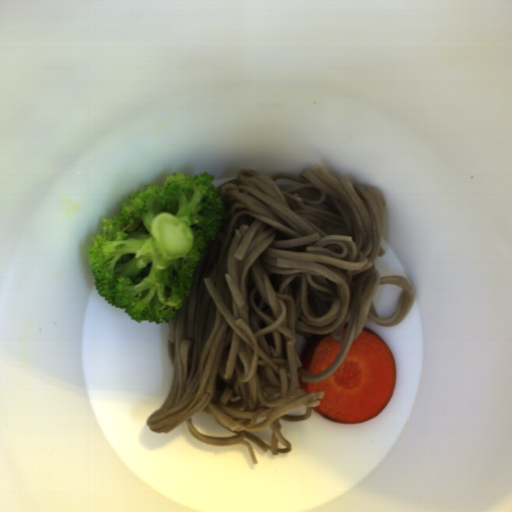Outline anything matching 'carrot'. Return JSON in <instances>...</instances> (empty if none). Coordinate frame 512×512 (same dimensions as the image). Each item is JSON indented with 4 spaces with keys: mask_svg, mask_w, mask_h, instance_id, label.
<instances>
[{
    "mask_svg": "<svg viewBox=\"0 0 512 512\" xmlns=\"http://www.w3.org/2000/svg\"><path fill=\"white\" fill-rule=\"evenodd\" d=\"M306 393L323 392L320 405L311 407L328 420L365 423L378 416L395 391V357L388 343L369 327L352 342L338 369L318 383H306L298 376Z\"/></svg>",
    "mask_w": 512,
    "mask_h": 512,
    "instance_id": "carrot-1",
    "label": "carrot"
},
{
    "mask_svg": "<svg viewBox=\"0 0 512 512\" xmlns=\"http://www.w3.org/2000/svg\"><path fill=\"white\" fill-rule=\"evenodd\" d=\"M341 344L334 341L331 333L314 335L299 357L303 364L300 367L314 374L325 370L336 358Z\"/></svg>",
    "mask_w": 512,
    "mask_h": 512,
    "instance_id": "carrot-2",
    "label": "carrot"
},
{
    "mask_svg": "<svg viewBox=\"0 0 512 512\" xmlns=\"http://www.w3.org/2000/svg\"><path fill=\"white\" fill-rule=\"evenodd\" d=\"M346 330H347V328H343L341 333H343V334L346 333Z\"/></svg>",
    "mask_w": 512,
    "mask_h": 512,
    "instance_id": "carrot-3",
    "label": "carrot"
}]
</instances>
